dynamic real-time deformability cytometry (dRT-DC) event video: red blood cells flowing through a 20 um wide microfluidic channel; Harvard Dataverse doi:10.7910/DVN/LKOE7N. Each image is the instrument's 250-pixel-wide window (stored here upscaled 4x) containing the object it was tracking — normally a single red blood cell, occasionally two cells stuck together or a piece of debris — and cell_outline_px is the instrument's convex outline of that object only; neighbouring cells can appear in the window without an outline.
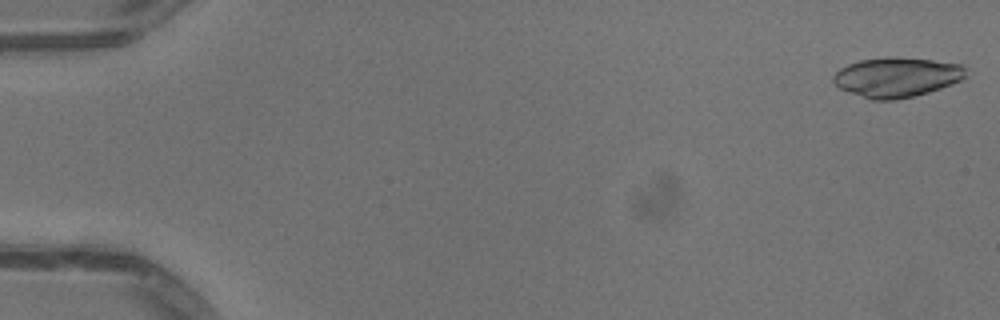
{"species": "common noctule bat (a hibernating species)", "species_latin": "Nyctalus noctula", "temperature_condition": "warm", "stored_images_in_passage": 51, "camera_frame_rate_fps": 3000, "um_per_image_px": 0.085, "animal": {"sex": "male", "body_mass_g": 13.3}, "frame": {"image": 1, "passage_image": 1, "time_ms": 0.0, "image_size_px": [1000, 320], "cell_outline_px": [[964, 76], [960, 80], [940, 88], [928, 92], [896, 100], [872, 100], [848, 92], [840, 88], [832, 80], [832, 76], [840, 68], [848, 64], [860, 60], [884, 56], [892, 56], [932, 60], [964, 64]], "centroid_in_image_um": [76.18, 6.55], "position_along_channel_um": 8.8, "area_um2": 30.69}}
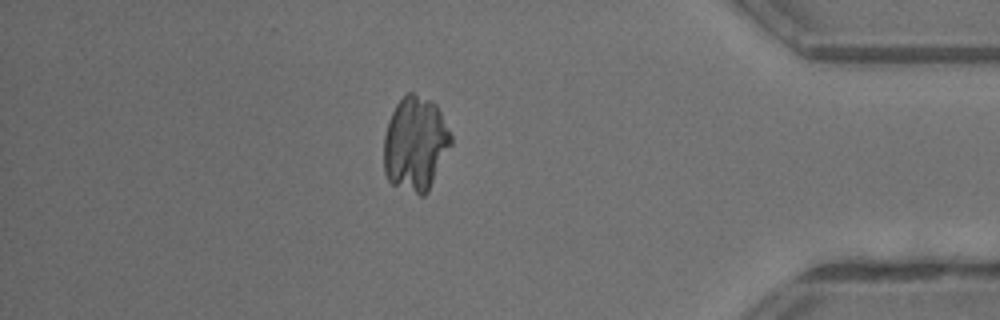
{"frame": {"image": 2, "passage_image": 44, "time_ms": 14.333, "image_size_px": [1000, 320], "cell_outline_px": [[452, 144], [428, 192], [424, 196], [420, 196], [392, 184], [388, 180], [384, 172], [384, 136], [388, 120], [396, 104], [408, 92], [412, 92], [432, 100], [436, 104], [452, 136]], "centroid_in_image_um": [35.31, 12.23], "position_along_channel_um": 399.9, "area_um2": 37.17}}
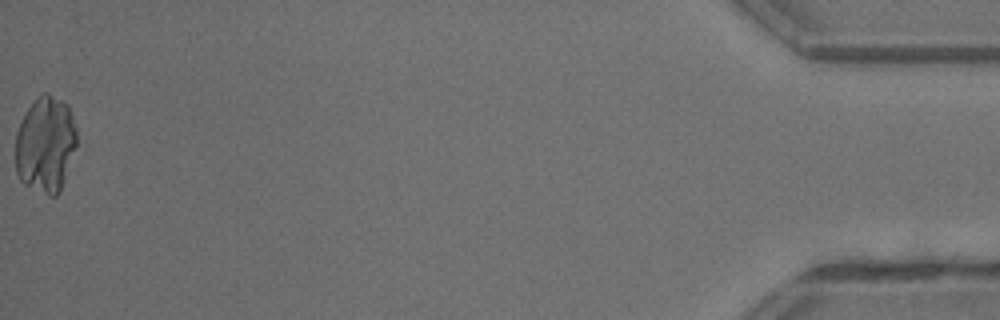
{"frame": {"image": 3, "passage_image": 51, "time_ms": 16.667, "image_size_px": [1000, 320], "cell_outline_px": [[76, 144], [60, 192], [56, 196], [48, 196], [24, 184], [20, 180], [16, 172], [16, 132], [28, 108], [44, 92], [48, 92], [68, 104], [76, 128]], "centroid_in_image_um": [3.87, 12.29], "position_along_channel_um": 431.3, "area_um2": 34.16}}